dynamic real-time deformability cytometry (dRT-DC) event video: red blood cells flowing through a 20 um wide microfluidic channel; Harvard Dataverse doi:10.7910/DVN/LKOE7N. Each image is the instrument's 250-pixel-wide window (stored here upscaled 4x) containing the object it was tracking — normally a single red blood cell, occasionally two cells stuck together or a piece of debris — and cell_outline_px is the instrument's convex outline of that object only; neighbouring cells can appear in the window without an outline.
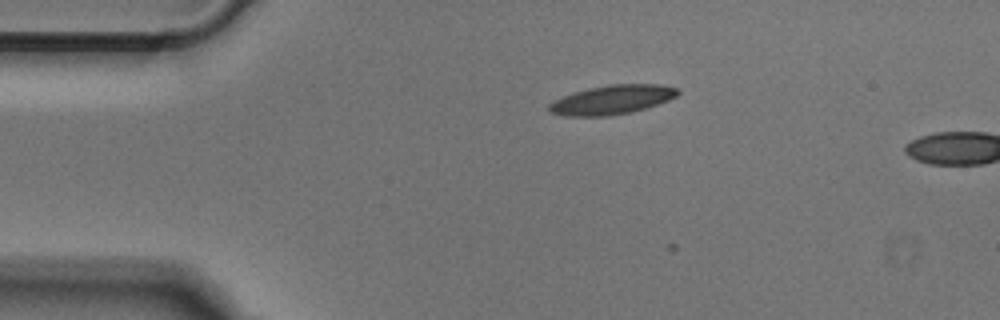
{"species": "Egyptian fruit bat (a non-hibernating species)", "species_latin": "Rousettus aegyptiacus", "temperature_condition": "cold", "stored_images_in_passage": 4, "camera_frame_rate_fps": 3000, "um_per_image_px": 0.085, "animal": {"sex": "male"}, "frame": {"image": 1, "passage_image": 3, "time_ms": 0.667, "image_size_px": [1000, 320], "cell_outline_px": [[680, 92], [676, 96], [668, 100], [632, 112], [608, 116], [564, 116], [552, 112], [548, 108], [548, 104], [572, 92], [588, 88], [608, 84], [664, 84], [676, 88]], "centroid_in_image_um": [52.02, 8.47], "position_along_channel_um": 33.0, "area_um2": 21.79}}